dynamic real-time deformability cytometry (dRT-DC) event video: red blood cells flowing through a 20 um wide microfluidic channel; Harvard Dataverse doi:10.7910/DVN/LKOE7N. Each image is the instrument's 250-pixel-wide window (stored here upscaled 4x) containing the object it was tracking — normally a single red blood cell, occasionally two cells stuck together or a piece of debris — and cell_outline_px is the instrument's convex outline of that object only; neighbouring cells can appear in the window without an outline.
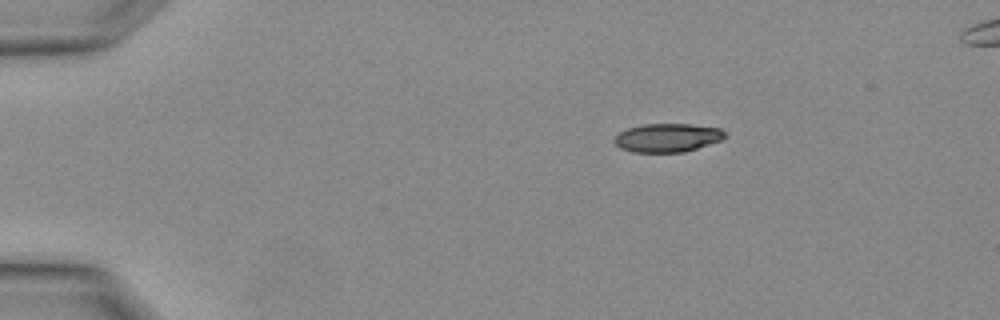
{"species": "Egyptian fruit bat (a non-hibernating species)", "species_latin": "Rousettus aegyptiacus", "temperature_condition": "warm", "stored_images_in_passage": 4, "camera_frame_rate_fps": 3000, "um_per_image_px": 0.085, "animal": {"sex": "female"}, "frame": {"image": 1, "passage_image": 2, "time_ms": 0.333, "image_size_px": [1000, 320], "cell_outline_px": [[728, 136], [720, 140], [684, 152], [632, 152], [620, 148], [612, 140], [620, 132], [628, 128], [644, 124], [688, 124], [720, 128]], "centroid_in_image_um": [56.71, 11.7], "position_along_channel_um": 28.3, "area_um2": 18.26}}